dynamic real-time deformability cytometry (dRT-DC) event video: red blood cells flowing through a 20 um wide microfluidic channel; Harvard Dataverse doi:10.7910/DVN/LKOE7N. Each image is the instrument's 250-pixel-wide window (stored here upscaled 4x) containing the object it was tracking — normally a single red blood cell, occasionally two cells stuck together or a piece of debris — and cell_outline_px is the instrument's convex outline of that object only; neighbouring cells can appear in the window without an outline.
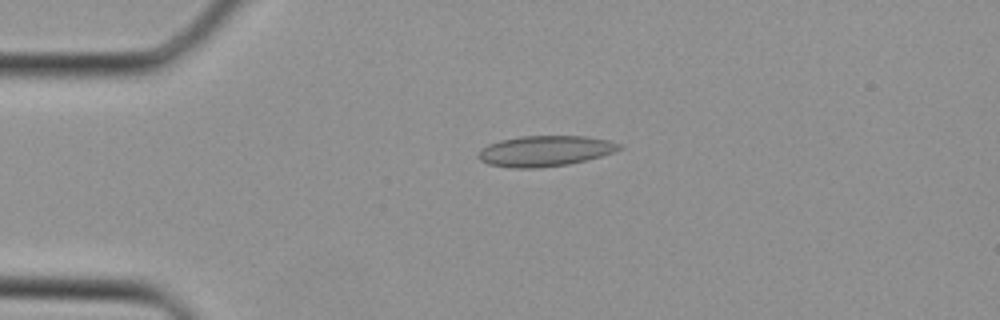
{"species": "Egyptian fruit bat (a non-hibernating species)", "species_latin": "Rousettus aegyptiacus", "temperature_condition": "cold", "stored_images_in_passage": 29, "camera_frame_rate_fps": 3000, "um_per_image_px": 0.085, "animal": {"sex": "female"}, "frame": {"image": 1, "passage_image": 1, "time_ms": 0.0, "image_size_px": [1000, 320], "cell_outline_px": [[624, 148], [600, 156], [568, 164], [536, 168], [512, 168], [488, 164], [480, 160], [476, 156], [488, 144], [500, 140], [520, 136], [588, 136], [608, 140], [620, 144]], "centroid_in_image_um": [46.32, 12.83], "position_along_channel_um": 38.7, "area_um2": 25.03}}
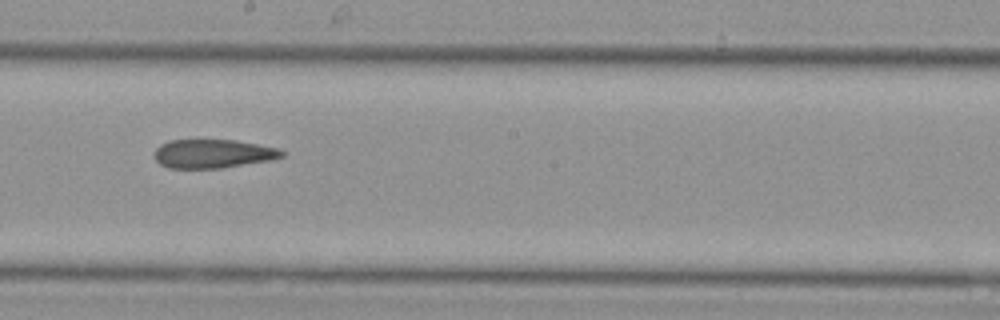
{"frame": {"image": 2, "passage_image": 13, "time_ms": 4.0, "image_size_px": [1000, 320], "cell_outline_px": [[284, 156], [272, 160], [220, 168], [168, 168], [160, 164], [152, 156], [156, 148], [160, 144], [168, 140], [236, 140], [276, 148], [284, 152]], "centroid_in_image_um": [18.05, 13.06], "position_along_channel_um": 230.1, "area_um2": 21.39}}
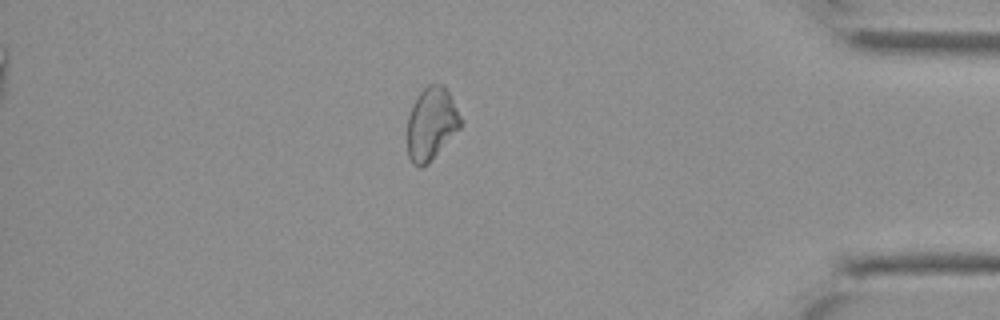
{"frame": {"image": 3, "passage_image": 24, "time_ms": 7.667, "image_size_px": [1000, 320], "cell_outline_px": [[464, 120], [460, 128], [428, 164], [420, 168], [412, 164], [408, 156], [408, 116], [412, 104], [420, 92], [428, 84], [444, 84]], "centroid_in_image_um": [36.68, 10.52], "position_along_channel_um": 398.5, "area_um2": 22.77}}